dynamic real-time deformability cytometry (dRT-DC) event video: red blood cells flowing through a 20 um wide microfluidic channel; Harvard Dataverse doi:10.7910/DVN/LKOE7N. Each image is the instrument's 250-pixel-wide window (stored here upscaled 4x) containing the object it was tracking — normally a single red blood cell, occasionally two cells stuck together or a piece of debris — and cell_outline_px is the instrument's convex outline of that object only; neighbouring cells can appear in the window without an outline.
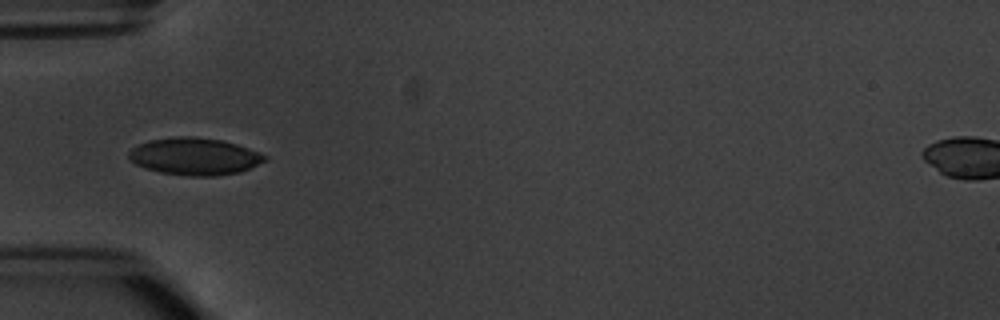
{"species": "common noctule bat (a hibernating species)", "species_latin": "Nyctalus noctula", "temperature_condition": "warm", "stored_images_in_passage": 4, "camera_frame_rate_fps": 3000, "um_per_image_px": 0.085, "animal": {"sex": "male", "body_mass_g": 20.1, "forearm_length_mm": 53.5}, "frame": {"image": 1, "passage_image": 1, "time_ms": 0.0, "image_size_px": [1000, 320], "cell_outline_px": [[268, 160], [240, 172], [216, 176], [188, 176], [160, 172], [144, 168], [136, 164], [128, 156], [128, 152], [132, 148], [148, 140], [172, 136], [196, 136], [220, 140], [236, 144], [260, 152], [268, 156]], "centroid_in_image_um": [16.55, 13.29], "position_along_channel_um": 68.4, "area_um2": 29.65}}
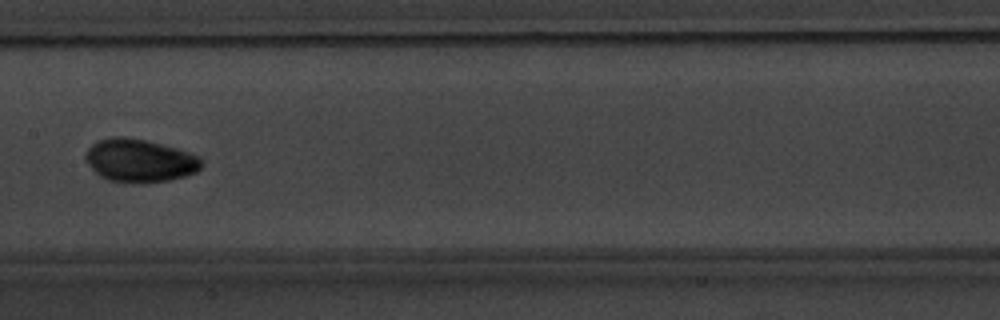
{"frame": {"image": 2, "passage_image": 4, "time_ms": 3.333, "image_size_px": [1000, 320], "cell_outline_px": [[204, 164], [196, 172], [184, 176], [168, 180], [144, 184], [124, 184], [108, 180], [100, 176], [84, 160], [84, 152], [96, 140], [112, 136], [124, 136], [144, 140], [176, 148], [200, 156]], "centroid_in_image_um": [11.84, 13.66], "position_along_channel_um": 195.6, "area_um2": 29.65}}